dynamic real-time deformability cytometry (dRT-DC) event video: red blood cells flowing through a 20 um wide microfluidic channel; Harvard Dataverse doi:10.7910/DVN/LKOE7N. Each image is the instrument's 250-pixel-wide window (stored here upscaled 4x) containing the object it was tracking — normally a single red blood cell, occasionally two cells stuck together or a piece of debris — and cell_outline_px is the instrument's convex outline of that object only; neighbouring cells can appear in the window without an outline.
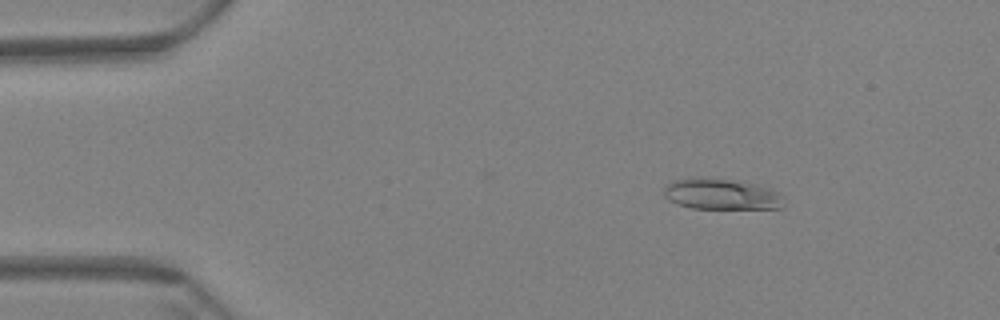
{"species": "Egyptian fruit bat (a non-hibernating species)", "species_latin": "Rousettus aegyptiacus", "temperature_condition": "warm", "stored_images_in_passage": 19, "camera_frame_rate_fps": 3000, "um_per_image_px": 0.085, "animal": {"sex": "female"}, "frame": {"image": 1, "passage_image": 9, "time_ms": 2.667, "image_size_px": [1000, 320], "cell_outline_px": [[784, 204], [780, 208], [692, 208], [676, 204], [668, 200], [664, 196], [664, 184], [672, 180], [688, 176], [700, 176], [740, 180], [756, 184], [780, 192], [784, 196]], "centroid_in_image_um": [61.27, 16.46], "position_along_channel_um": 23.7, "area_um2": 22.37}}